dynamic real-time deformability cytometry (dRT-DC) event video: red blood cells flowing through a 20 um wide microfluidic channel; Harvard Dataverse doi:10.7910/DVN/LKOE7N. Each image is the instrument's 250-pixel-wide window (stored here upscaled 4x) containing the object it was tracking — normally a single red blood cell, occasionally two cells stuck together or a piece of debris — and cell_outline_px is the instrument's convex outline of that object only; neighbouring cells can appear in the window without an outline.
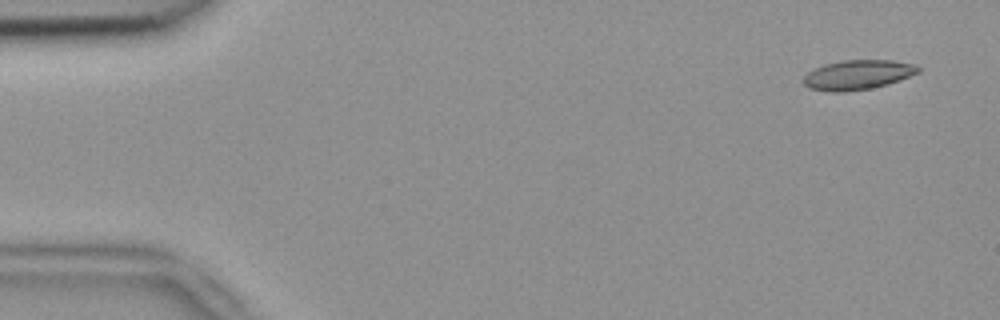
{"species": "common noctule bat (a hibernating species)", "species_latin": "Nyctalus noctula", "temperature_condition": "room temperature", "stored_images_in_passage": 6, "camera_frame_rate_fps": 3000, "um_per_image_px": 0.085, "animal": {"sex": "female", "body_mass_g": 18.4}, "frame": {"image": 1, "passage_image": 1, "time_ms": 0.0, "image_size_px": [1000, 320], "cell_outline_px": [[920, 72], [900, 80], [888, 84], [868, 88], [844, 92], [828, 92], [808, 88], [800, 80], [808, 72], [824, 64], [840, 60], [892, 60], [916, 64], [920, 68]], "centroid_in_image_um": [72.89, 6.35], "position_along_channel_um": 12.1, "area_um2": 20.0}}
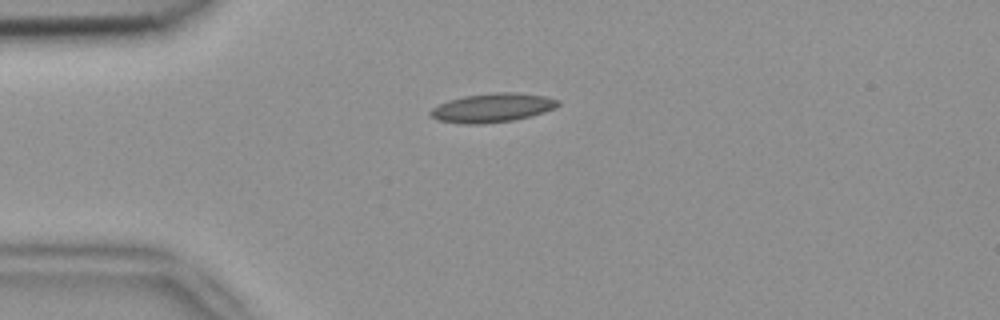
{"frame": {"image": 2, "passage_image": 4, "time_ms": 1.0, "image_size_px": [1000, 320], "cell_outline_px": [[560, 104], [544, 112], [512, 120], [480, 124], [464, 124], [440, 120], [432, 116], [428, 112], [432, 108], [448, 100], [464, 96], [496, 92], [516, 92], [544, 96], [560, 100]], "centroid_in_image_um": [41.84, 9.15], "position_along_channel_um": 43.2, "area_um2": 21.21}}